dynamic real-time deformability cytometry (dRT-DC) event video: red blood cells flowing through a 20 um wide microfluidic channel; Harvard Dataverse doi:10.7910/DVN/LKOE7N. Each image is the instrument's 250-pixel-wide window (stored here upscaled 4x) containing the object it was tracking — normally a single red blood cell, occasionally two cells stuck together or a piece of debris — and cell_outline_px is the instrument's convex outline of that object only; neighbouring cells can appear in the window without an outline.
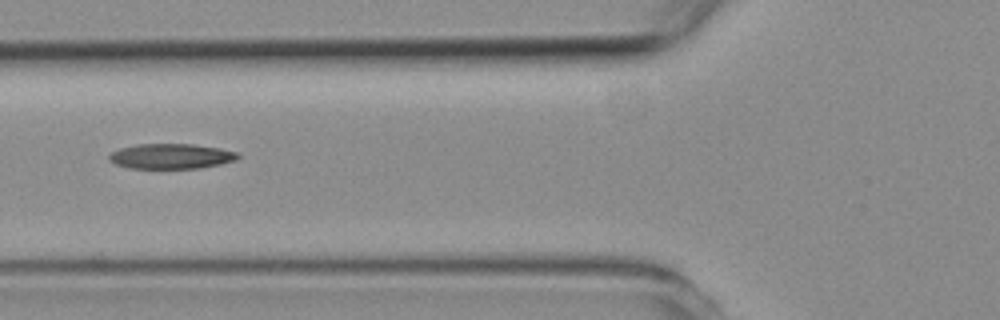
{"species": "common noctule bat (a hibernating species)", "species_latin": "Nyctalus noctula", "temperature_condition": "room temperature", "stored_images_in_passage": 2, "camera_frame_rate_fps": 3000, "um_per_image_px": 0.085, "animal": {"sex": "female", "body_mass_g": 19.3, "forearm_length_mm": 54.1}, "frame": {"image": 1, "passage_image": 2, "time_ms": 1.0, "image_size_px": [1000, 320], "cell_outline_px": [[240, 156], [236, 160], [220, 164], [200, 168], [128, 168], [116, 164], [108, 160], [108, 156], [112, 152], [120, 148], [136, 144], [192, 144], [240, 152]], "centroid_in_image_um": [14.54, 13.28], "position_along_channel_um": 111.3, "area_um2": 18.84}}